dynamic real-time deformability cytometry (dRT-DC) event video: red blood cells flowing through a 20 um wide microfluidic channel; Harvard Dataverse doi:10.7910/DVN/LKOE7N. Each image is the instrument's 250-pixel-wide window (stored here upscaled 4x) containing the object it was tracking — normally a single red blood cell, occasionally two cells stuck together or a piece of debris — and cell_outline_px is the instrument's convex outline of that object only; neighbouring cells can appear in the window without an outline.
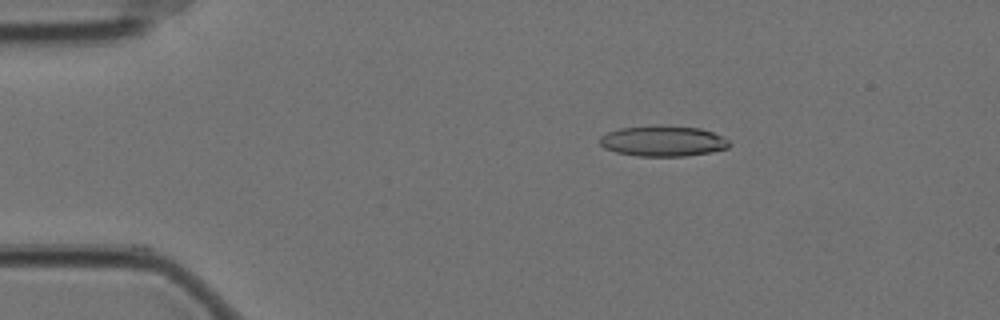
{"species": "Egyptian fruit bat (a non-hibernating species)", "species_latin": "Rousettus aegyptiacus", "temperature_condition": "cold", "stored_images_in_passage": 48, "camera_frame_rate_fps": 3000, "um_per_image_px": 0.085, "animal": {"sex": "female"}, "frame": {"image": 1, "passage_image": 1, "time_ms": 0.0, "image_size_px": [1000, 320], "cell_outline_px": [[732, 144], [728, 148], [712, 152], [684, 156], [640, 156], [616, 152], [604, 148], [600, 144], [600, 136], [608, 132], [620, 128], [652, 124], [660, 124], [700, 128], [712, 132], [728, 140]], "centroid_in_image_um": [56.35, 11.97], "position_along_channel_um": 28.7, "area_um2": 23.41}}
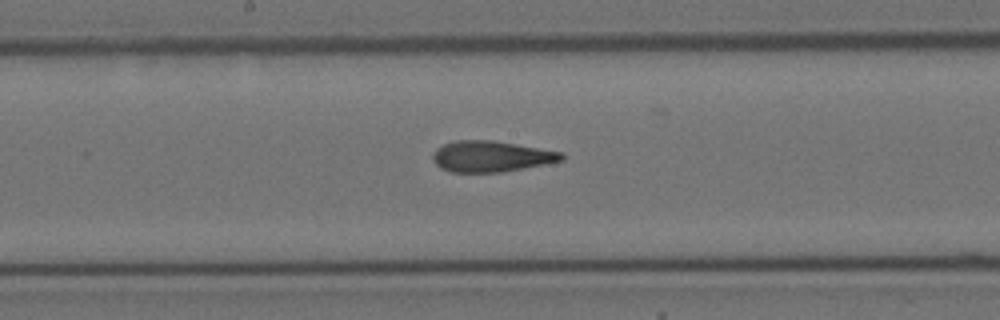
{"frame": {"image": 2, "passage_image": 21, "time_ms": 6.667, "image_size_px": [1000, 320], "cell_outline_px": [[564, 160], [524, 168], [500, 172], [452, 172], [440, 168], [432, 160], [432, 156], [436, 148], [444, 144], [456, 140], [492, 140], [564, 152]], "centroid_in_image_um": [41.74, 13.29], "position_along_channel_um": 206.5, "area_um2": 23.24}}
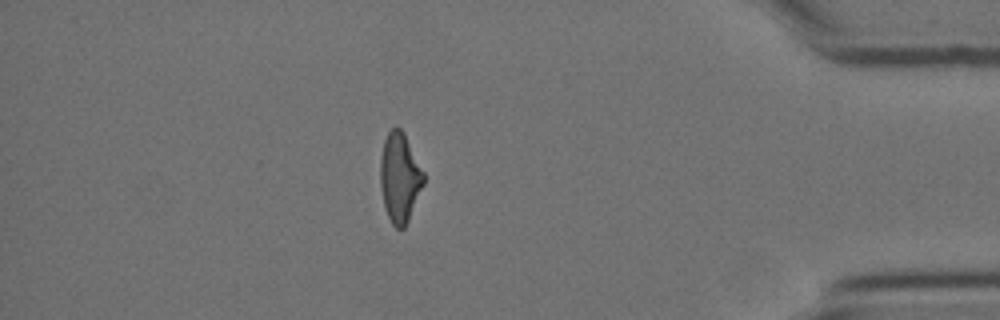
{"frame": {"image": 3, "passage_image": 41, "time_ms": 13.333, "image_size_px": [1000, 320], "cell_outline_px": [[424, 184], [408, 220], [404, 228], [396, 228], [392, 224], [388, 216], [384, 204], [380, 184], [380, 160], [384, 140], [388, 132], [396, 124], [404, 132], [424, 172]], "centroid_in_image_um": [33.98, 15.05], "position_along_channel_um": 401.2, "area_um2": 22.54}, "authors_computed_cell_mechanics": {"area_um2": 23.409, "velocity_mm_per_s": 3.5188, "shape_relaxation_time_tau1_ms": 11.1749, "shape_relaxation_time_tau2_ms": 3.2641, "deformation_change_tau1": 0.254, "deformation_change_tau2": 0.1337}}